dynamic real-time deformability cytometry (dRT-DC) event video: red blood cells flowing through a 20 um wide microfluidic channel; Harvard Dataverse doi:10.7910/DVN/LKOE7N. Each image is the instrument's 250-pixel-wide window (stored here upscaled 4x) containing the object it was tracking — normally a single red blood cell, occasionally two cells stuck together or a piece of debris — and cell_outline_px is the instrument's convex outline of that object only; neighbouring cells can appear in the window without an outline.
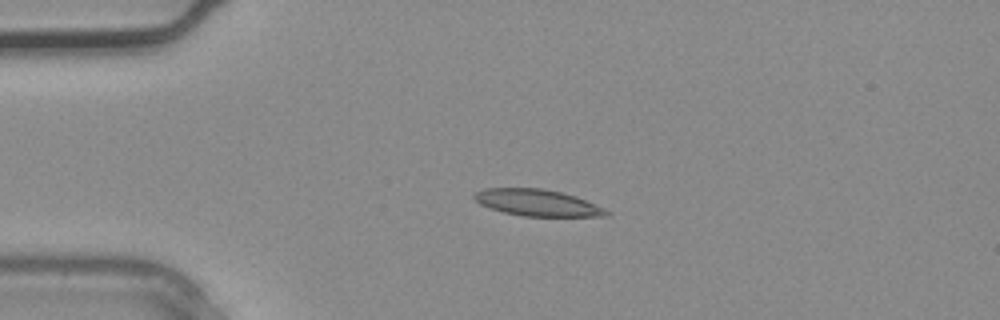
{"species": "common noctule bat (a hibernating species)", "species_latin": "Nyctalus noctula", "temperature_condition": "warm", "stored_images_in_passage": 1, "camera_frame_rate_fps": 3000, "um_per_image_px": 0.085, "animal": {"sex": "male", "body_mass_g": 20.4}, "frame": {"image": 1, "passage_image": 1, "time_ms": 0.0, "image_size_px": [1000, 320], "cell_outline_px": [[612, 212], [608, 216], [524, 216], [504, 212], [480, 204], [472, 196], [476, 192], [484, 188], [544, 188], [576, 196], [604, 208]], "centroid_in_image_um": [45.7, 17.22], "position_along_channel_um": 39.3, "area_um2": 20.35}}